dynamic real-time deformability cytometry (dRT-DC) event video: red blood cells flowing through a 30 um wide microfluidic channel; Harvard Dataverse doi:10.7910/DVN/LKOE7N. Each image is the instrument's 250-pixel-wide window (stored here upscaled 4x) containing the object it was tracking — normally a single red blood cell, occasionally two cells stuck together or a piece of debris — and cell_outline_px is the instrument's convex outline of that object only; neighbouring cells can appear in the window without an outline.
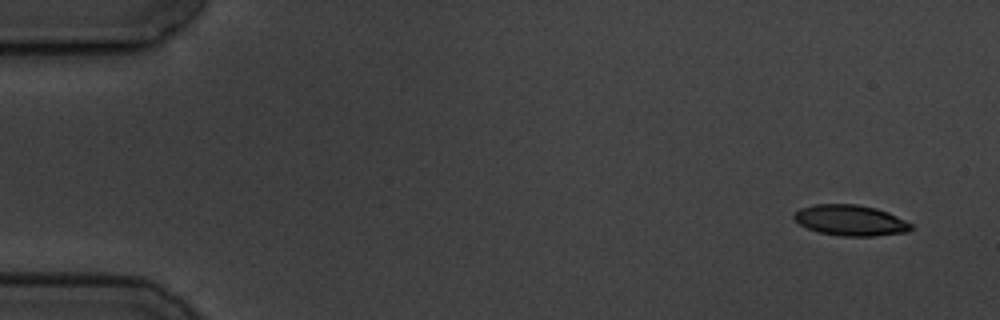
{"species": "common noctule bat (a hibernating species)", "species_latin": "Nyctalus noctula", "temperature_condition": "cold", "stored_images_in_passage": 5, "camera_frame_rate_fps": 3000, "um_per_image_px": 0.085, "animal": {"sex": "male", "body_mass_g": 19.5, "forearm_length_mm": 54.6}, "frame": {"image": 1, "passage_image": 1, "time_ms": 0.0, "image_size_px": [1000, 320], "cell_outline_px": [[912, 228], [908, 232], [872, 236], [840, 236], [820, 232], [808, 228], [800, 224], [792, 216], [800, 208], [812, 204], [856, 204], [876, 208], [888, 212], [912, 224]], "centroid_in_image_um": [72.29, 18.72], "position_along_channel_um": 12.7, "area_um2": 20.87}}
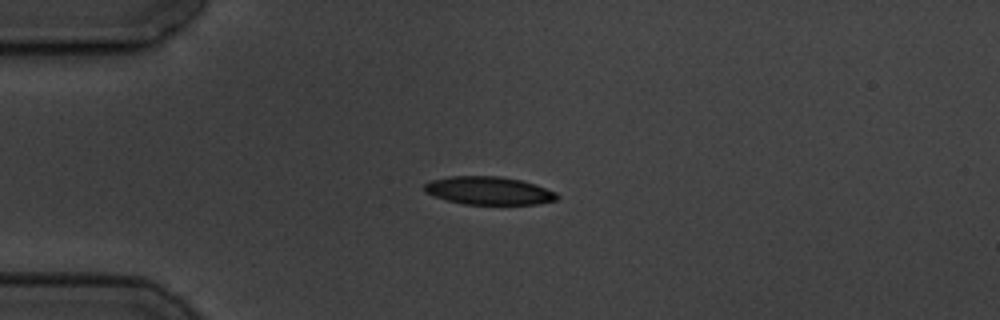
{"frame": {"image": 2, "passage_image": 4, "time_ms": 3.667, "image_size_px": [1000, 320], "cell_outline_px": [[560, 196], [556, 200], [536, 204], [464, 204], [448, 200], [424, 192], [424, 184], [432, 180], [452, 176], [500, 176], [520, 180], [556, 192]], "centroid_in_image_um": [41.54, 16.2], "position_along_channel_um": 43.5, "area_um2": 21.39}}